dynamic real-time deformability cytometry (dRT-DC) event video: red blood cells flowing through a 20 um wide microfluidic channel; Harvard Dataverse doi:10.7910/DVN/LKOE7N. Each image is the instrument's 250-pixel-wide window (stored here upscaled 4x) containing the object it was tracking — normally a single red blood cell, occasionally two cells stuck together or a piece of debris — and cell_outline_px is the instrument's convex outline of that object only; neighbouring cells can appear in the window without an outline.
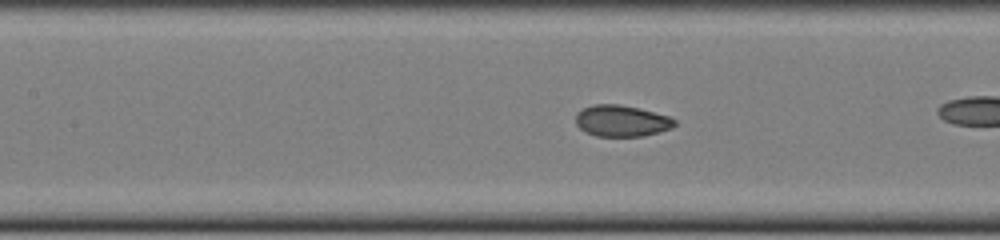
{"species": "common noctule bat (a hibernating species)", "species_latin": "Nyctalus noctula", "temperature_condition": "cold", "stored_images_in_passage": 40, "camera_frame_rate_fps": 3000, "um_per_image_px": 0.085, "animal": {"sex": "female", "body_mass_g": 22.0, "forearm_length_mm": 56.7}, "frame": {"image": 1, "passage_image": 23, "time_ms": 7.333, "image_size_px": [1000, 240], "cell_outline_px": [[676, 124], [672, 128], [644, 136], [596, 136], [584, 132], [576, 124], [576, 112], [592, 104], [620, 104], [668, 116], [676, 120]], "centroid_in_image_um": [52.8, 10.28], "position_along_channel_um": 154.6, "area_um2": 18.03}}